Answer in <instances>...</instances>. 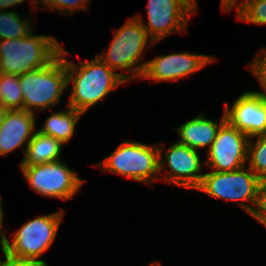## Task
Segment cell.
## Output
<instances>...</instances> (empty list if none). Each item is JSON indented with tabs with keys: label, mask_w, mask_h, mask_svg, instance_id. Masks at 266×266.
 <instances>
[{
	"label": "cell",
	"mask_w": 266,
	"mask_h": 266,
	"mask_svg": "<svg viewBox=\"0 0 266 266\" xmlns=\"http://www.w3.org/2000/svg\"><path fill=\"white\" fill-rule=\"evenodd\" d=\"M69 52L64 49L67 69V85L73 84L68 106L85 114L86 111L102 101L111 91L129 82V76L115 72L98 56L90 61L75 62L65 57Z\"/></svg>",
	"instance_id": "cell-1"
},
{
	"label": "cell",
	"mask_w": 266,
	"mask_h": 266,
	"mask_svg": "<svg viewBox=\"0 0 266 266\" xmlns=\"http://www.w3.org/2000/svg\"><path fill=\"white\" fill-rule=\"evenodd\" d=\"M55 37L36 35L33 31L23 38L0 40V72L22 75L47 66L61 52Z\"/></svg>",
	"instance_id": "cell-2"
},
{
	"label": "cell",
	"mask_w": 266,
	"mask_h": 266,
	"mask_svg": "<svg viewBox=\"0 0 266 266\" xmlns=\"http://www.w3.org/2000/svg\"><path fill=\"white\" fill-rule=\"evenodd\" d=\"M23 95V109L35 113L52 108L60 103L67 85V69L64 61V48L47 66L28 71L18 76Z\"/></svg>",
	"instance_id": "cell-3"
},
{
	"label": "cell",
	"mask_w": 266,
	"mask_h": 266,
	"mask_svg": "<svg viewBox=\"0 0 266 266\" xmlns=\"http://www.w3.org/2000/svg\"><path fill=\"white\" fill-rule=\"evenodd\" d=\"M114 33L109 48L103 50L98 57L115 72L126 70L133 74L129 75V81L141 78L146 62L138 63L142 60L146 46L150 47L155 42L136 16L127 20Z\"/></svg>",
	"instance_id": "cell-4"
},
{
	"label": "cell",
	"mask_w": 266,
	"mask_h": 266,
	"mask_svg": "<svg viewBox=\"0 0 266 266\" xmlns=\"http://www.w3.org/2000/svg\"><path fill=\"white\" fill-rule=\"evenodd\" d=\"M159 154L158 145L125 140L96 167L151 185L159 177Z\"/></svg>",
	"instance_id": "cell-5"
},
{
	"label": "cell",
	"mask_w": 266,
	"mask_h": 266,
	"mask_svg": "<svg viewBox=\"0 0 266 266\" xmlns=\"http://www.w3.org/2000/svg\"><path fill=\"white\" fill-rule=\"evenodd\" d=\"M64 213V210H61L37 216L24 223L17 231L11 233V243L6 235H3L0 238L3 254L17 259L44 261L40 256L53 244Z\"/></svg>",
	"instance_id": "cell-6"
},
{
	"label": "cell",
	"mask_w": 266,
	"mask_h": 266,
	"mask_svg": "<svg viewBox=\"0 0 266 266\" xmlns=\"http://www.w3.org/2000/svg\"><path fill=\"white\" fill-rule=\"evenodd\" d=\"M261 181L248 166L228 172L211 170V172L204 173L196 190L226 201H237V205L250 215Z\"/></svg>",
	"instance_id": "cell-7"
},
{
	"label": "cell",
	"mask_w": 266,
	"mask_h": 266,
	"mask_svg": "<svg viewBox=\"0 0 266 266\" xmlns=\"http://www.w3.org/2000/svg\"><path fill=\"white\" fill-rule=\"evenodd\" d=\"M20 168L30 189L44 197L71 199L85 181L61 160Z\"/></svg>",
	"instance_id": "cell-8"
},
{
	"label": "cell",
	"mask_w": 266,
	"mask_h": 266,
	"mask_svg": "<svg viewBox=\"0 0 266 266\" xmlns=\"http://www.w3.org/2000/svg\"><path fill=\"white\" fill-rule=\"evenodd\" d=\"M197 12L196 0H148V23L135 15L142 23L149 37L157 43L175 32L186 30L190 15Z\"/></svg>",
	"instance_id": "cell-9"
},
{
	"label": "cell",
	"mask_w": 266,
	"mask_h": 266,
	"mask_svg": "<svg viewBox=\"0 0 266 266\" xmlns=\"http://www.w3.org/2000/svg\"><path fill=\"white\" fill-rule=\"evenodd\" d=\"M249 137L227 120L220 126L217 136L207 150L205 165L213 171H235L247 165Z\"/></svg>",
	"instance_id": "cell-10"
},
{
	"label": "cell",
	"mask_w": 266,
	"mask_h": 266,
	"mask_svg": "<svg viewBox=\"0 0 266 266\" xmlns=\"http://www.w3.org/2000/svg\"><path fill=\"white\" fill-rule=\"evenodd\" d=\"M162 145L159 144L158 146L160 173L164 165L168 167V170H166V174L161 181L165 180L170 185L196 190L204 175V173H201L203 167L198 151L178 141L173 143L166 151H163L164 147Z\"/></svg>",
	"instance_id": "cell-11"
},
{
	"label": "cell",
	"mask_w": 266,
	"mask_h": 266,
	"mask_svg": "<svg viewBox=\"0 0 266 266\" xmlns=\"http://www.w3.org/2000/svg\"><path fill=\"white\" fill-rule=\"evenodd\" d=\"M214 61L210 55L188 52L160 55L146 61L141 79H153L156 83L179 81V78L187 77Z\"/></svg>",
	"instance_id": "cell-12"
},
{
	"label": "cell",
	"mask_w": 266,
	"mask_h": 266,
	"mask_svg": "<svg viewBox=\"0 0 266 266\" xmlns=\"http://www.w3.org/2000/svg\"><path fill=\"white\" fill-rule=\"evenodd\" d=\"M226 120L249 138L266 132V101L256 91L240 95L229 108L225 102Z\"/></svg>",
	"instance_id": "cell-13"
},
{
	"label": "cell",
	"mask_w": 266,
	"mask_h": 266,
	"mask_svg": "<svg viewBox=\"0 0 266 266\" xmlns=\"http://www.w3.org/2000/svg\"><path fill=\"white\" fill-rule=\"evenodd\" d=\"M35 125L34 113L24 109L9 110L0 126V156L7 157L17 148H22L25 155L27 145L37 130Z\"/></svg>",
	"instance_id": "cell-14"
},
{
	"label": "cell",
	"mask_w": 266,
	"mask_h": 266,
	"mask_svg": "<svg viewBox=\"0 0 266 266\" xmlns=\"http://www.w3.org/2000/svg\"><path fill=\"white\" fill-rule=\"evenodd\" d=\"M226 121L223 113L220 122L210 120L201 112L197 117L192 118L179 125L176 131L179 134L178 142L192 149H199L208 146V150L213 144L220 126Z\"/></svg>",
	"instance_id": "cell-15"
},
{
	"label": "cell",
	"mask_w": 266,
	"mask_h": 266,
	"mask_svg": "<svg viewBox=\"0 0 266 266\" xmlns=\"http://www.w3.org/2000/svg\"><path fill=\"white\" fill-rule=\"evenodd\" d=\"M62 146L63 144L54 137L36 130L18 166L56 162L60 160Z\"/></svg>",
	"instance_id": "cell-16"
},
{
	"label": "cell",
	"mask_w": 266,
	"mask_h": 266,
	"mask_svg": "<svg viewBox=\"0 0 266 266\" xmlns=\"http://www.w3.org/2000/svg\"><path fill=\"white\" fill-rule=\"evenodd\" d=\"M82 115L81 112L67 105L66 110L50 114L44 121L43 127L37 131L54 137L64 145L74 136L76 124Z\"/></svg>",
	"instance_id": "cell-17"
},
{
	"label": "cell",
	"mask_w": 266,
	"mask_h": 266,
	"mask_svg": "<svg viewBox=\"0 0 266 266\" xmlns=\"http://www.w3.org/2000/svg\"><path fill=\"white\" fill-rule=\"evenodd\" d=\"M29 19L15 11L0 10V40L23 38L33 30Z\"/></svg>",
	"instance_id": "cell-18"
},
{
	"label": "cell",
	"mask_w": 266,
	"mask_h": 266,
	"mask_svg": "<svg viewBox=\"0 0 266 266\" xmlns=\"http://www.w3.org/2000/svg\"><path fill=\"white\" fill-rule=\"evenodd\" d=\"M18 75L0 72V103L9 110L23 109Z\"/></svg>",
	"instance_id": "cell-19"
},
{
	"label": "cell",
	"mask_w": 266,
	"mask_h": 266,
	"mask_svg": "<svg viewBox=\"0 0 266 266\" xmlns=\"http://www.w3.org/2000/svg\"><path fill=\"white\" fill-rule=\"evenodd\" d=\"M253 138H256L254 143ZM246 166L261 180H266V132L249 139Z\"/></svg>",
	"instance_id": "cell-20"
},
{
	"label": "cell",
	"mask_w": 266,
	"mask_h": 266,
	"mask_svg": "<svg viewBox=\"0 0 266 266\" xmlns=\"http://www.w3.org/2000/svg\"><path fill=\"white\" fill-rule=\"evenodd\" d=\"M237 20L256 25H266V0H243L236 13Z\"/></svg>",
	"instance_id": "cell-21"
},
{
	"label": "cell",
	"mask_w": 266,
	"mask_h": 266,
	"mask_svg": "<svg viewBox=\"0 0 266 266\" xmlns=\"http://www.w3.org/2000/svg\"><path fill=\"white\" fill-rule=\"evenodd\" d=\"M90 0H36V6L57 11L62 15H72L77 11L87 10Z\"/></svg>",
	"instance_id": "cell-22"
},
{
	"label": "cell",
	"mask_w": 266,
	"mask_h": 266,
	"mask_svg": "<svg viewBox=\"0 0 266 266\" xmlns=\"http://www.w3.org/2000/svg\"><path fill=\"white\" fill-rule=\"evenodd\" d=\"M248 67L263 88V91H255L264 101H266V49L263 48L258 51L253 61L248 64Z\"/></svg>",
	"instance_id": "cell-23"
},
{
	"label": "cell",
	"mask_w": 266,
	"mask_h": 266,
	"mask_svg": "<svg viewBox=\"0 0 266 266\" xmlns=\"http://www.w3.org/2000/svg\"><path fill=\"white\" fill-rule=\"evenodd\" d=\"M254 206L250 215L266 227V180L259 183Z\"/></svg>",
	"instance_id": "cell-24"
},
{
	"label": "cell",
	"mask_w": 266,
	"mask_h": 266,
	"mask_svg": "<svg viewBox=\"0 0 266 266\" xmlns=\"http://www.w3.org/2000/svg\"><path fill=\"white\" fill-rule=\"evenodd\" d=\"M5 260H1V266H48L45 261L23 260L4 254Z\"/></svg>",
	"instance_id": "cell-25"
},
{
	"label": "cell",
	"mask_w": 266,
	"mask_h": 266,
	"mask_svg": "<svg viewBox=\"0 0 266 266\" xmlns=\"http://www.w3.org/2000/svg\"><path fill=\"white\" fill-rule=\"evenodd\" d=\"M25 0H0V10H6L7 8H11L13 6H17V5H21L23 4ZM31 4L34 5L33 8H35L34 10H36V0H30Z\"/></svg>",
	"instance_id": "cell-26"
},
{
	"label": "cell",
	"mask_w": 266,
	"mask_h": 266,
	"mask_svg": "<svg viewBox=\"0 0 266 266\" xmlns=\"http://www.w3.org/2000/svg\"><path fill=\"white\" fill-rule=\"evenodd\" d=\"M221 3L222 10L226 13L230 12L234 8H236L237 12L241 9L240 0H222Z\"/></svg>",
	"instance_id": "cell-27"
},
{
	"label": "cell",
	"mask_w": 266,
	"mask_h": 266,
	"mask_svg": "<svg viewBox=\"0 0 266 266\" xmlns=\"http://www.w3.org/2000/svg\"><path fill=\"white\" fill-rule=\"evenodd\" d=\"M3 204L1 202V196H0V238L5 235V231L3 230Z\"/></svg>",
	"instance_id": "cell-28"
},
{
	"label": "cell",
	"mask_w": 266,
	"mask_h": 266,
	"mask_svg": "<svg viewBox=\"0 0 266 266\" xmlns=\"http://www.w3.org/2000/svg\"><path fill=\"white\" fill-rule=\"evenodd\" d=\"M8 111H9V109L6 108L5 106H3V105L0 103V126H1V124L3 123V120L5 119L6 114H7Z\"/></svg>",
	"instance_id": "cell-29"
},
{
	"label": "cell",
	"mask_w": 266,
	"mask_h": 266,
	"mask_svg": "<svg viewBox=\"0 0 266 266\" xmlns=\"http://www.w3.org/2000/svg\"><path fill=\"white\" fill-rule=\"evenodd\" d=\"M146 266H161V263L158 262V261H154V262H152L151 264L146 265Z\"/></svg>",
	"instance_id": "cell-30"
}]
</instances>
